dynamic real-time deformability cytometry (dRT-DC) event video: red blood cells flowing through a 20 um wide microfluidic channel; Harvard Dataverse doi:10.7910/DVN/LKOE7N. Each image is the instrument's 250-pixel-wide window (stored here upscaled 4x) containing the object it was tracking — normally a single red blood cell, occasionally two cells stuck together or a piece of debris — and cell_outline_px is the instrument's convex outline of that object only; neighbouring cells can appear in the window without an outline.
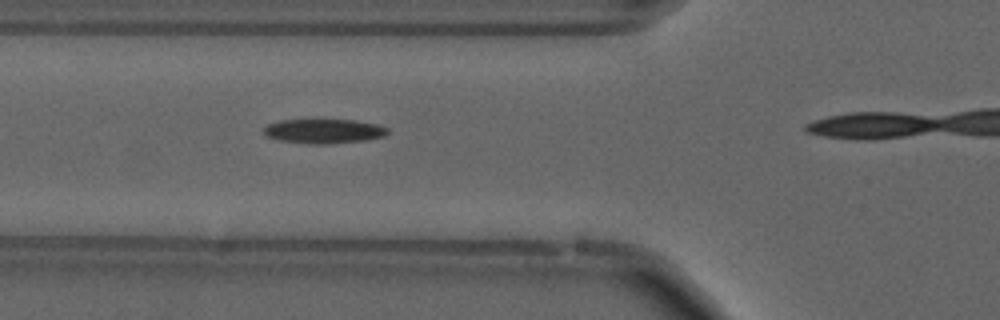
{"species": "common noctule bat (a hibernating species)", "species_latin": "Nyctalus noctula", "temperature_condition": "cold", "stored_images_in_passage": 7, "camera_frame_rate_fps": 3000, "um_per_image_px": 0.085, "animal": {"sex": "male", "forearm_length_mm": 52.5}, "frame": {"image": 1, "passage_image": 3, "time_ms": 0.667, "image_size_px": [1000, 320], "cell_outline_px": [[388, 132], [384, 136], [364, 140], [328, 144], [308, 144], [280, 140], [268, 136], [264, 132], [264, 128], [268, 124], [280, 120], [312, 116], [356, 120], [376, 124], [388, 128]], "centroid_in_image_um": [27.49, 11.08], "position_along_channel_um": 98.3, "area_um2": 18.55}}